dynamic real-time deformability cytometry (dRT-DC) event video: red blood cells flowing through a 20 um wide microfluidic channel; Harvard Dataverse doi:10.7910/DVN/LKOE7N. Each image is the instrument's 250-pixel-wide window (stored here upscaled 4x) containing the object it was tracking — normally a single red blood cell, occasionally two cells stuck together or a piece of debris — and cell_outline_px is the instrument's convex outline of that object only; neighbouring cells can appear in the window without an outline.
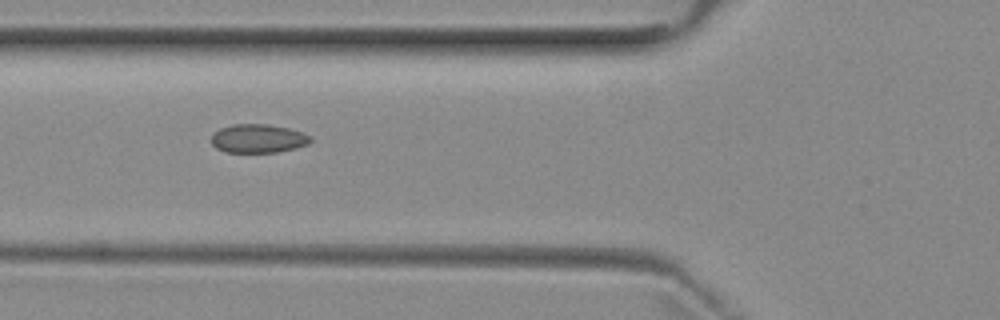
{"species": "common noctule bat (a hibernating species)", "species_latin": "Nyctalus noctula", "temperature_condition": "room temperature", "stored_images_in_passage": 4, "camera_frame_rate_fps": 3000, "um_per_image_px": 0.085, "animal": {"sex": "female", "body_mass_g": 29.2, "forearm_length_mm": 56.3}, "frame": {"image": 1, "passage_image": 3, "time_ms": 1.333, "image_size_px": [1000, 320], "cell_outline_px": [[312, 140], [308, 144], [296, 148], [276, 152], [224, 152], [216, 148], [212, 144], [212, 132], [220, 128], [232, 124], [268, 124], [288, 128], [304, 132], [312, 136]], "centroid_in_image_um": [21.95, 11.77], "position_along_channel_um": 103.9, "area_um2": 16.76}}
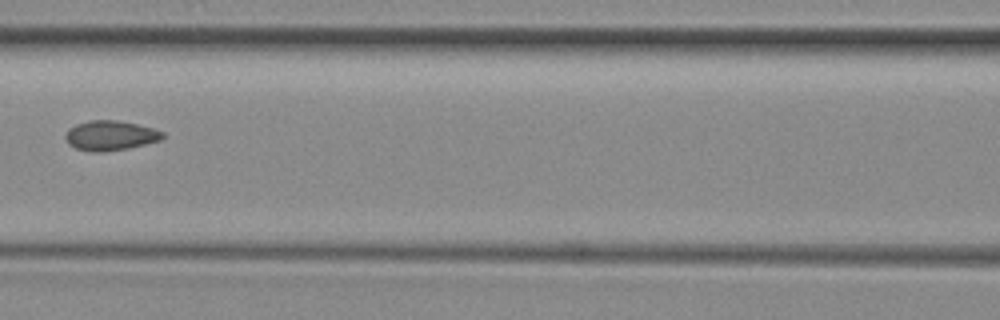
{"frame": {"image": 2, "passage_image": 4, "time_ms": 2.667, "image_size_px": [1000, 320], "cell_outline_px": [[164, 136], [160, 140], [144, 144], [124, 148], [76, 148], [68, 144], [64, 136], [68, 128], [76, 124], [92, 120], [116, 120], [136, 124], [152, 128], [164, 132]], "centroid_in_image_um": [9.39, 11.45], "position_along_channel_um": 157.2, "area_um2": 15.84}}